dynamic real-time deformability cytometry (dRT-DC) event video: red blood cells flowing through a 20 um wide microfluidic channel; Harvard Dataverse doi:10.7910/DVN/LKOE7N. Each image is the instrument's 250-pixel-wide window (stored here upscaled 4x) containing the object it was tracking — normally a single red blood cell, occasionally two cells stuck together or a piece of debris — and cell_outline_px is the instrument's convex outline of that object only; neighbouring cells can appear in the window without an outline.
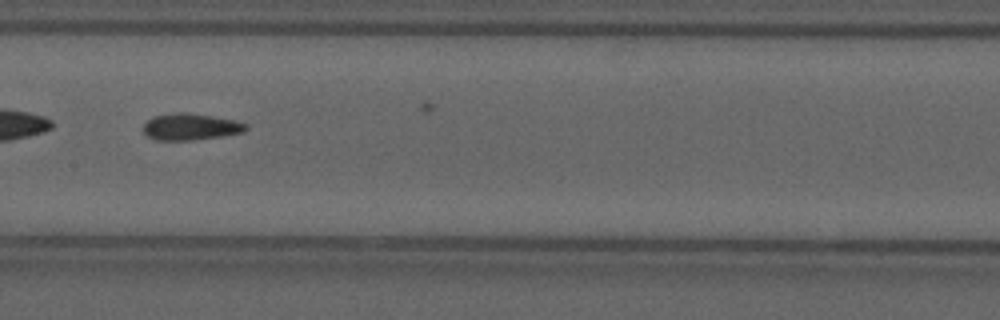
{"species": "common noctule bat (a hibernating species)", "species_latin": "Nyctalus noctula", "temperature_condition": "cold", "stored_images_in_passage": 13, "camera_frame_rate_fps": 3000, "um_per_image_px": 0.085, "animal": {"sex": "male", "forearm_length_mm": 52.5}, "frame": {"image": 1, "passage_image": 10, "time_ms": 3.0, "image_size_px": [1000, 320], "cell_outline_px": [[248, 128], [244, 132], [220, 136], [192, 140], [156, 140], [148, 136], [144, 132], [144, 124], [152, 116], [180, 112], [184, 112], [212, 116], [232, 120], [248, 124]], "centroid_in_image_um": [16.19, 10.78], "position_along_channel_um": 191.2, "area_um2": 15.72}}